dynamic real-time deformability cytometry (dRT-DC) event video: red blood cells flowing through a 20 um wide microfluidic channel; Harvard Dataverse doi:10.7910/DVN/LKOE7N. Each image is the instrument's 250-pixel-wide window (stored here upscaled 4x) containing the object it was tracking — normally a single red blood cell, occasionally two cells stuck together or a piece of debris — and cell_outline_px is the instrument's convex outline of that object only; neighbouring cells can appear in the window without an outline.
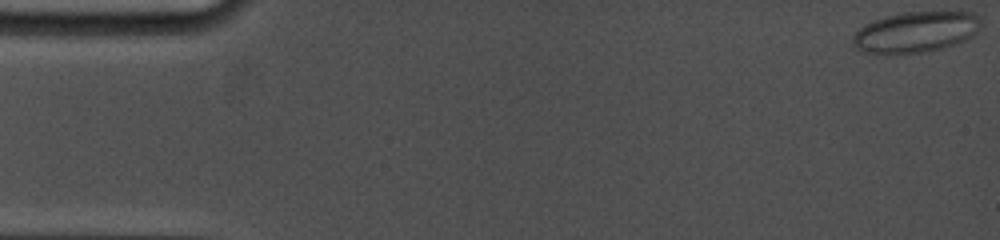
{"species": "common noctule bat (a hibernating species)", "species_latin": "Nyctalus noctula", "temperature_condition": "cold", "stored_images_in_passage": 50, "camera_frame_rate_fps": 5000, "um_per_image_px": 0.085, "animal": {"sex": "female", "body_mass_g": 19.0, "forearm_length_mm": 53.3}, "frame": {"image": 1, "passage_image": 1, "time_ms": 0.0, "image_size_px": [1000, 240], "cell_outline_px": [[980, 28], [972, 36], [964, 40], [940, 48], [924, 52], [888, 56], [864, 52], [856, 48], [852, 44], [852, 36], [864, 24], [872, 20], [884, 16], [904, 12], [972, 12], [980, 16]], "centroid_in_image_um": [77.77, 2.74], "position_along_channel_um": 7.2, "area_um2": 30.92}}
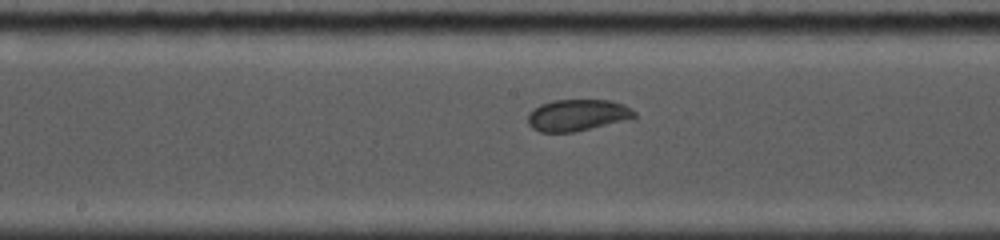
{"frame": {"image": 2, "passage_image": 27, "time_ms": 8.6, "image_size_px": [1000, 240], "cell_outline_px": [[636, 116], [572, 132], [540, 132], [532, 128], [528, 124], [528, 112], [540, 104], [552, 100], [612, 100], [624, 104], [632, 108], [636, 112]], "centroid_in_image_um": [49.01, 9.76], "position_along_channel_um": 199.2, "area_um2": 19.31}}
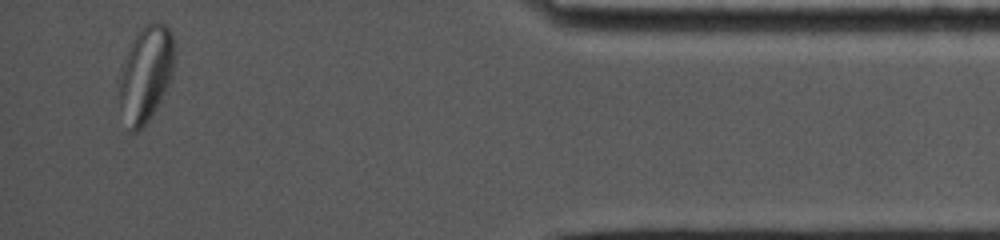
{"frame": {"image": 3, "passage_image": 50, "time_ms": 15.6, "image_size_px": [1000, 240], "cell_outline_px": [[176, 52], [172, 72], [168, 84], [156, 108], [148, 120], [136, 132], [132, 132], [120, 108], [120, 80], [124, 56], [132, 40], [140, 28], [148, 20], [160, 20], [168, 28], [172, 36]], "centroid_in_image_um": [12.41, 6.16], "position_along_channel_um": 422.8, "area_um2": 30.69}}